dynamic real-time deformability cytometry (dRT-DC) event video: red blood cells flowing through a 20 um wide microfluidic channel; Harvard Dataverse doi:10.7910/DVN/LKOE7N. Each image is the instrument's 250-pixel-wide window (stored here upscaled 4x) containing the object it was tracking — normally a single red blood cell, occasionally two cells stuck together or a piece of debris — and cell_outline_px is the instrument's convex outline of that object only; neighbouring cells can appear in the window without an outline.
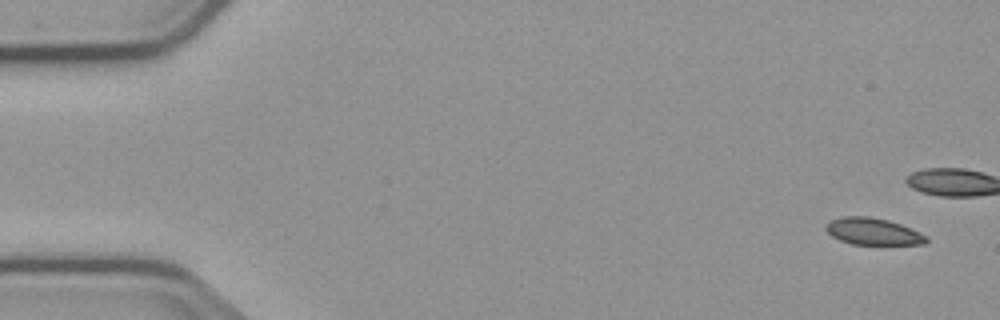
{"species": "common noctule bat (a hibernating species)", "species_latin": "Nyctalus noctula", "temperature_condition": "cold", "stored_images_in_passage": 9, "camera_frame_rate_fps": 3000, "um_per_image_px": 0.085, "animal": {"sex": "male", "body_mass_g": 23.1, "forearm_length_mm": 52.7}, "frame": {"image": 1, "passage_image": 1, "time_ms": 0.0, "image_size_px": [1000, 320], "cell_outline_px": [[928, 240], [924, 244], [852, 244], [840, 240], [832, 236], [824, 228], [824, 224], [832, 220], [844, 216], [868, 216], [888, 220], [900, 224], [928, 236]], "centroid_in_image_um": [74.18, 19.67], "position_along_channel_um": 10.8, "area_um2": 15.61}}
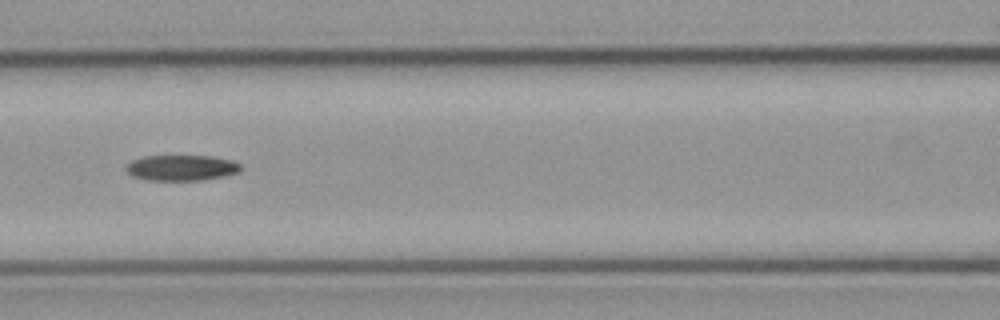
{"frame": {"image": 2, "passage_image": 7, "time_ms": 8.333, "image_size_px": [1000, 320], "cell_outline_px": [[244, 168], [240, 172], [224, 176], [204, 180], [148, 180], [132, 176], [124, 168], [132, 160], [144, 156], [212, 156], [232, 160], [240, 164]], "centroid_in_image_um": [15.46, 14.26], "position_along_channel_um": 151.1, "area_um2": 17.28}}
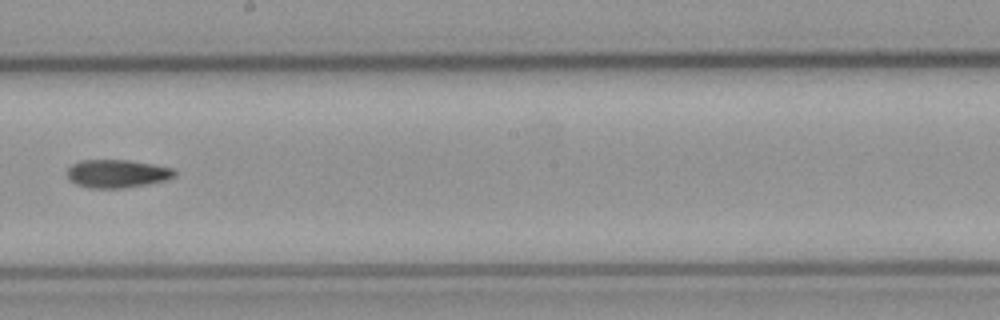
{"frame": {"image": 3, "passage_image": 9, "time_ms": 10.667, "image_size_px": [1000, 320], "cell_outline_px": [[176, 176], [168, 180], [148, 184], [124, 188], [88, 188], [76, 184], [68, 180], [68, 168], [72, 164], [80, 160], [128, 160], [152, 164], [172, 168], [176, 172]], "centroid_in_image_um": [9.96, 14.77], "position_along_channel_um": 238.2, "area_um2": 17.74}}